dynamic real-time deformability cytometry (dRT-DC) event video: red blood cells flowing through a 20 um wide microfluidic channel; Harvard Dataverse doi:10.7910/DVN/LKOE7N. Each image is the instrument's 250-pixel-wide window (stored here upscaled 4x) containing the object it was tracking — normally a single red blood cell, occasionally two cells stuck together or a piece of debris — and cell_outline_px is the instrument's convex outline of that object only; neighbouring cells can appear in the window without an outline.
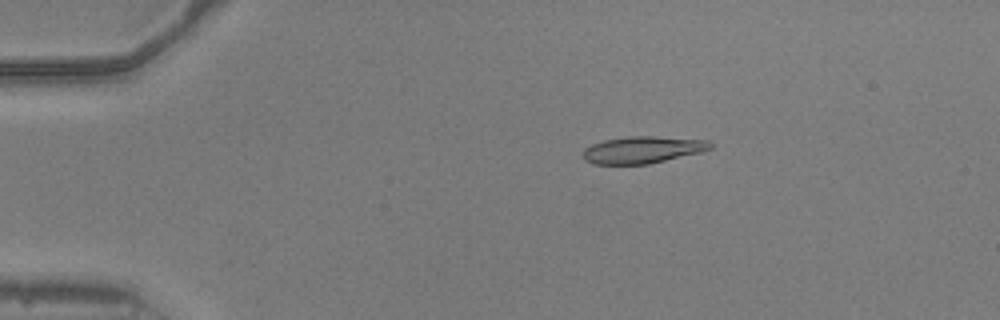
{"species": "common noctule bat (a hibernating species)", "species_latin": "Nyctalus noctula", "temperature_condition": "warm", "stored_images_in_passage": 44, "camera_frame_rate_fps": 3000, "um_per_image_px": 0.085, "animal": {"sex": "male", "body_mass_g": 20.5, "forearm_length_mm": 52.5}, "frame": {"image": 1, "passage_image": 2, "time_ms": 0.333, "image_size_px": [1000, 320], "cell_outline_px": [[712, 148], [700, 152], [648, 164], [592, 164], [584, 160], [584, 148], [592, 144], [604, 140], [628, 136], [656, 136], [708, 140], [712, 144]], "centroid_in_image_um": [54.61, 12.73], "position_along_channel_um": 30.4, "area_um2": 19.94}}
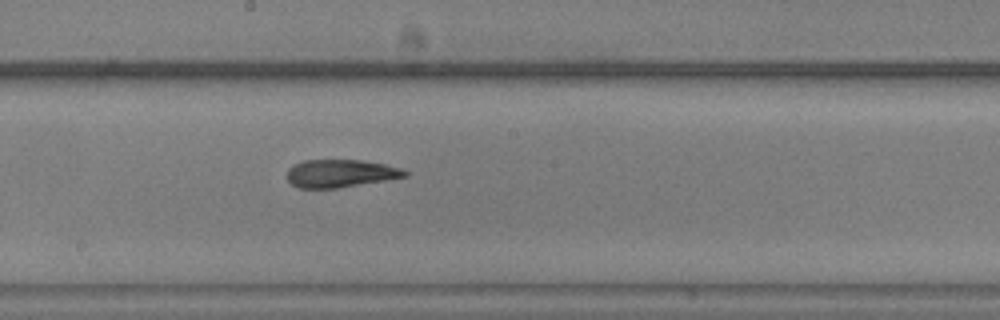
{"frame": {"image": 2, "passage_image": 21, "time_ms": 6.667, "image_size_px": [1000, 320], "cell_outline_px": [[408, 176], [336, 188], [296, 188], [288, 180], [288, 168], [304, 160], [360, 160], [384, 164], [400, 168], [408, 172]], "centroid_in_image_um": [28.92, 14.74], "position_along_channel_um": 219.3, "area_um2": 18.84}}
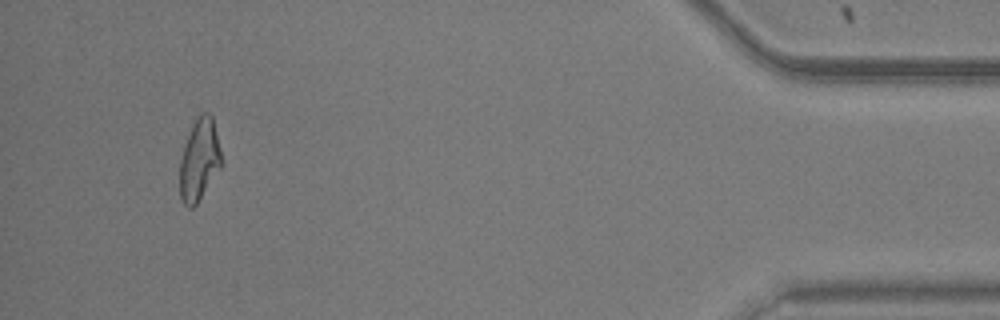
{"frame": {"image": 3, "passage_image": 41, "time_ms": 13.333, "image_size_px": [1000, 320], "cell_outline_px": [[224, 160], [220, 168], [196, 204], [192, 208], [188, 208], [184, 204], [180, 196], [180, 160], [184, 144], [192, 124], [196, 116], [200, 112], [208, 112], [212, 116]], "centroid_in_image_um": [16.95, 13.54], "position_along_channel_um": 418.2, "area_um2": 20.06}, "authors_computed_cell_mechanics": {"area_um2": 19.9699, "velocity_mm_per_s": 3.9582, "shape_relaxation_time_tau1_ms": 7.7406, "shape_relaxation_time_tau2_ms": 1.5146, "deformation_change_tau1": 0.248, "deformation_change_tau2": 0.0664}}